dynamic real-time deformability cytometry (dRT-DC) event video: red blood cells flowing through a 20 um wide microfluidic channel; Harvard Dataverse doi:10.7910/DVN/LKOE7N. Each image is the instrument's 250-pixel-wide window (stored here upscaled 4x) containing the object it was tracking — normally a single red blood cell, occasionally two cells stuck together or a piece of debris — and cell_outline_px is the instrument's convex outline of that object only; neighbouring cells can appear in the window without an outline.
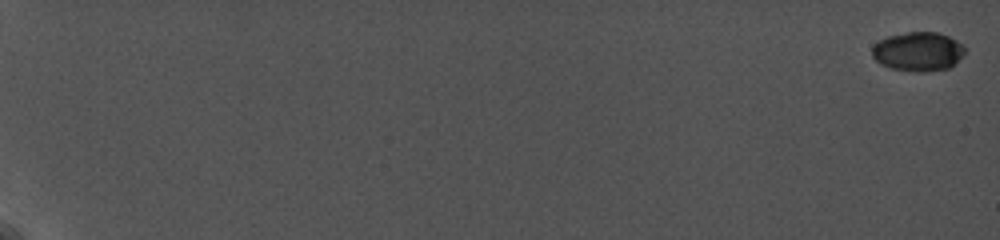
{"species": "common noctule bat (a hibernating species)", "species_latin": "Nyctalus noctula", "temperature_condition": "cold", "stored_images_in_passage": 24, "camera_frame_rate_fps": 5000, "um_per_image_px": 0.085, "animal": {"sex": "female", "body_mass_g": 19.0, "forearm_length_mm": 56.7}, "frame": {"image": 1, "passage_image": 1, "time_ms": 0.0, "image_size_px": [1000, 240], "cell_outline_px": [[964, 56], [956, 64], [948, 68], [924, 72], [916, 72], [892, 68], [880, 64], [872, 56], [872, 44], [888, 36], [908, 32], [936, 32], [948, 36], [964, 44]], "centroid_in_image_um": [78.05, 4.38], "position_along_channel_um": 6.9, "area_um2": 21.33}}
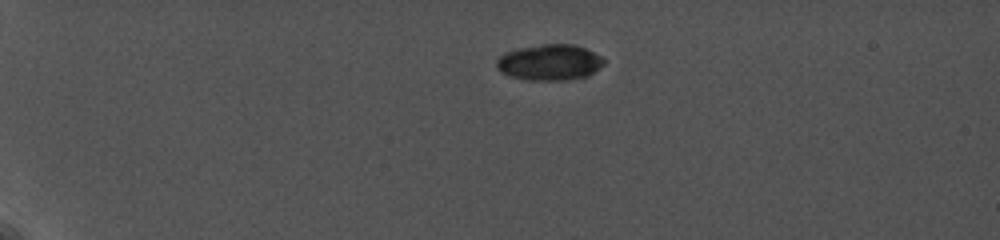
{"frame": {"image": 2, "passage_image": 15, "time_ms": 5.4, "image_size_px": [1000, 240], "cell_outline_px": [[604, 64], [588, 76], [568, 80], [528, 80], [508, 76], [500, 72], [496, 68], [496, 60], [504, 52], [516, 48], [540, 44], [572, 44], [584, 48], [600, 56], [604, 60]], "centroid_in_image_um": [46.66, 5.3], "position_along_channel_um": 38.3, "area_um2": 22.66}}